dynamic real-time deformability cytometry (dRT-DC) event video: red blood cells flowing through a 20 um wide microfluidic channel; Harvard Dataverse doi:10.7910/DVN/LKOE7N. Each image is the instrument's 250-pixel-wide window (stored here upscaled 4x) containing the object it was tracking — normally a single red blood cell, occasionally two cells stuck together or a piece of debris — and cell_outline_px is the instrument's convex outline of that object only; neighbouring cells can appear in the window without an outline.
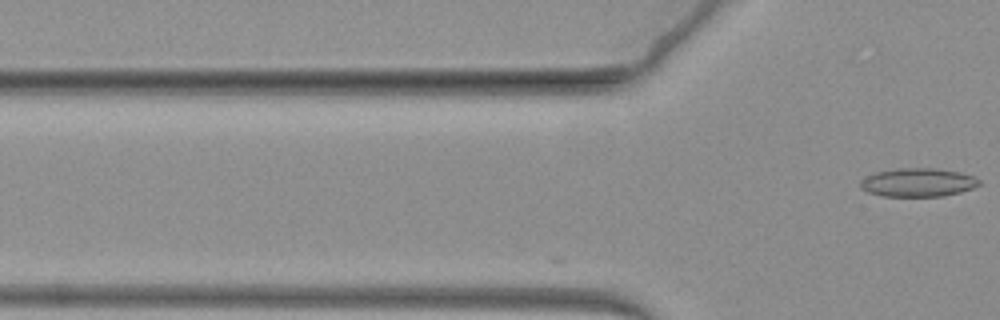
{"species": "common noctule bat (a hibernating species)", "species_latin": "Nyctalus noctula", "temperature_condition": "warm", "stored_images_in_passage": 19, "camera_frame_rate_fps": 3000, "um_per_image_px": 0.085, "animal": {"sex": "female", "body_mass_g": 19.3, "forearm_length_mm": 54.1}, "frame": {"image": 1, "passage_image": 19, "time_ms": 6.0, "image_size_px": [1000, 320], "cell_outline_px": [[980, 184], [972, 188], [960, 192], [944, 196], [884, 196], [868, 192], [860, 188], [860, 180], [876, 172], [896, 168], [936, 168], [960, 172], [972, 176], [980, 180]], "centroid_in_image_um": [78.02, 15.5], "position_along_channel_um": 47.8, "area_um2": 19.71}}